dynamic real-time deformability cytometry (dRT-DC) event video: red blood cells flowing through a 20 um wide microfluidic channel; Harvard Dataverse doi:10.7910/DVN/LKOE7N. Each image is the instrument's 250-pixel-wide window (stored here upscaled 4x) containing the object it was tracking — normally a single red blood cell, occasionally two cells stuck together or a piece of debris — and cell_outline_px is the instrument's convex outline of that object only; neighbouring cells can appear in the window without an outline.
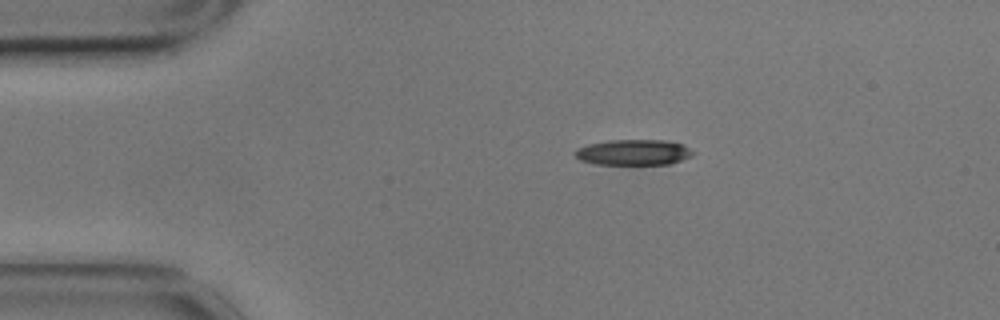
{"species": "common noctule bat (a hibernating species)", "species_latin": "Nyctalus noctula", "temperature_condition": "cold", "stored_images_in_passage": 47, "camera_frame_rate_fps": 3000, "um_per_image_px": 0.085, "animal": {"sex": "male", "body_mass_g": 17.9}, "frame": {"image": 1, "passage_image": 1, "time_ms": 0.0, "image_size_px": [1000, 320], "cell_outline_px": [[696, 152], [692, 156], [668, 164], [640, 168], [632, 168], [592, 164], [580, 160], [572, 152], [576, 148], [588, 144], [608, 140], [664, 140], [684, 144]], "centroid_in_image_um": [53.83, 13.01], "position_along_channel_um": 31.2, "area_um2": 19.02}}
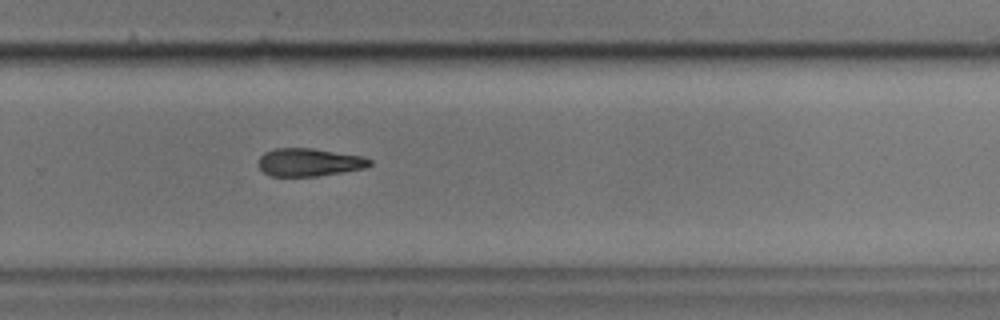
{"frame": {"image": 2, "passage_image": 28, "time_ms": 9.0, "image_size_px": [1000, 320], "cell_outline_px": [[372, 164], [364, 168], [316, 176], [272, 176], [264, 172], [260, 168], [260, 156], [264, 152], [276, 148], [312, 148], [364, 156], [372, 160]], "centroid_in_image_um": [26.3, 13.78], "position_along_channel_um": 303.5, "area_um2": 17.98}}
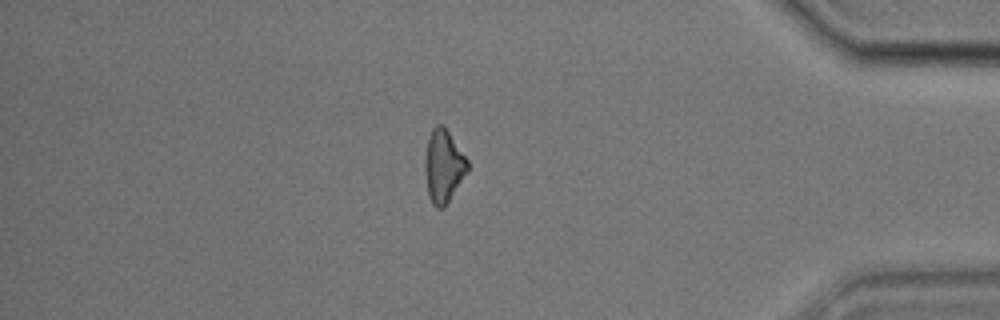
{"frame": {"image": 3, "passage_image": 39, "time_ms": 12.667, "image_size_px": [1000, 320], "cell_outline_px": [[468, 172], [444, 208], [436, 208], [432, 204], [428, 196], [424, 168], [424, 160], [428, 140], [432, 128], [436, 124], [444, 124], [468, 160]], "centroid_in_image_um": [37.69, 14.12], "position_along_channel_um": 397.5, "area_um2": 18.32}}